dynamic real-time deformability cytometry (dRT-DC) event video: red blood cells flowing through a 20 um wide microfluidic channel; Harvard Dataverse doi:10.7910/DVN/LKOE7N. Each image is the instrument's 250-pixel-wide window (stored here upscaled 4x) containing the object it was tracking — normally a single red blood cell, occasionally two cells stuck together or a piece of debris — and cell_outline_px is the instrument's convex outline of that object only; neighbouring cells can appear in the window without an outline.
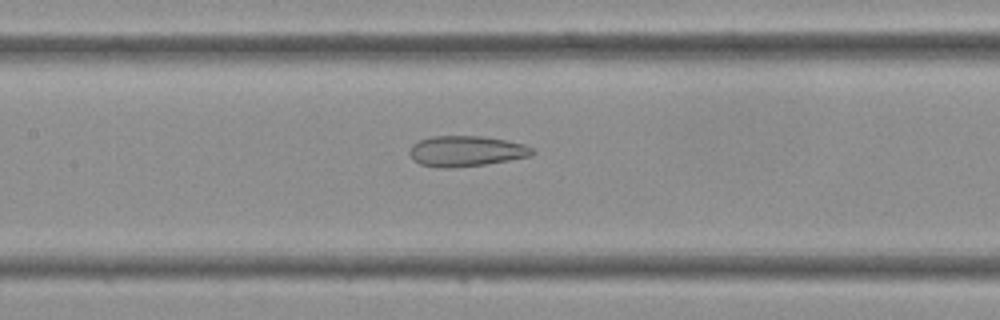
{"species": "Egyptian fruit bat (a non-hibernating species)", "species_latin": "Rousettus aegyptiacus", "temperature_condition": "cold", "stored_images_in_passage": 39, "camera_frame_rate_fps": 3000, "um_per_image_px": 0.085, "frame": {"image": 1, "passage_image": 16, "time_ms": 5.0, "image_size_px": [1000, 320], "cell_outline_px": [[536, 152], [532, 156], [484, 164], [452, 168], [440, 168], [420, 164], [408, 152], [412, 144], [420, 140], [432, 136], [484, 136], [524, 144], [532, 148]], "centroid_in_image_um": [39.63, 12.84], "position_along_channel_um": 167.8, "area_um2": 21.79}}
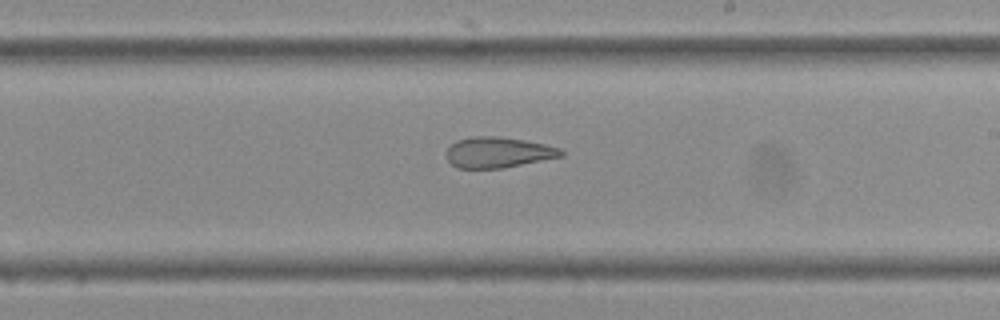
{"frame": {"image": 2, "passage_image": 21, "time_ms": 6.667, "image_size_px": [1000, 320], "cell_outline_px": [[564, 156], [504, 168], [456, 168], [448, 160], [444, 152], [456, 140], [472, 136], [500, 136], [524, 140], [544, 144], [560, 148], [564, 152]], "centroid_in_image_um": [42.33, 12.95], "position_along_channel_um": 246.7, "area_um2": 20.69}}
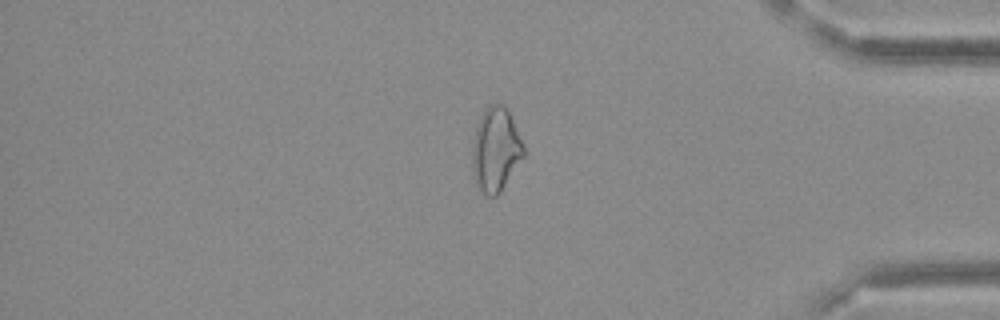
{"frame": {"image": 3, "passage_image": 32, "time_ms": 10.333, "image_size_px": [1000, 320], "cell_outline_px": [[524, 156], [500, 192], [496, 196], [484, 196], [472, 172], [472, 144], [476, 128], [480, 116], [488, 104], [504, 104], [512, 120], [524, 148]], "centroid_in_image_um": [42.11, 12.72], "position_along_channel_um": 393.1, "area_um2": 24.8}}